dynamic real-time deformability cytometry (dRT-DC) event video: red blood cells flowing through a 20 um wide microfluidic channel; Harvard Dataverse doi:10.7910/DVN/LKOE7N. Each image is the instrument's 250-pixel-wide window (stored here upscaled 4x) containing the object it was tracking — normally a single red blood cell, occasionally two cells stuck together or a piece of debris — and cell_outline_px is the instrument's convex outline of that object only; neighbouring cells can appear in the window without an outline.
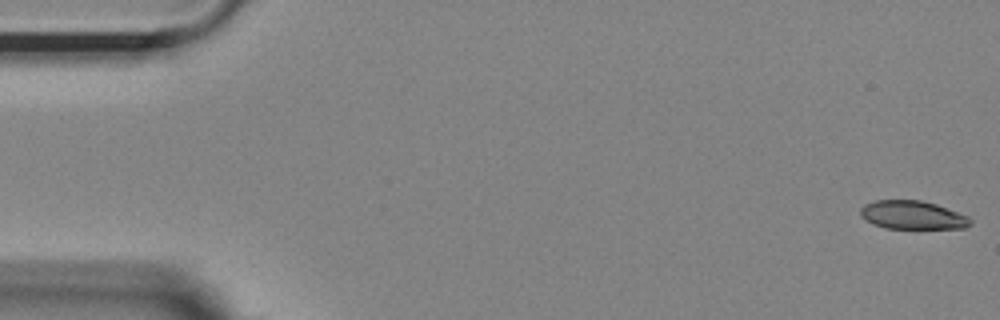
{"species": "Egyptian fruit bat (a non-hibernating species)", "species_latin": "Rousettus aegyptiacus", "temperature_condition": "room temperature", "stored_images_in_passage": 54, "camera_frame_rate_fps": 3000, "um_per_image_px": 0.085, "animal": {"sex": "female"}, "frame": {"image": 1, "passage_image": 1, "time_ms": 0.0, "image_size_px": [1000, 320], "cell_outline_px": [[972, 224], [964, 228], [884, 228], [864, 220], [860, 216], [860, 208], [864, 204], [876, 200], [920, 200], [936, 204], [968, 216], [972, 220]], "centroid_in_image_um": [77.54, 18.28], "position_along_channel_um": 7.5, "area_um2": 18.26}}
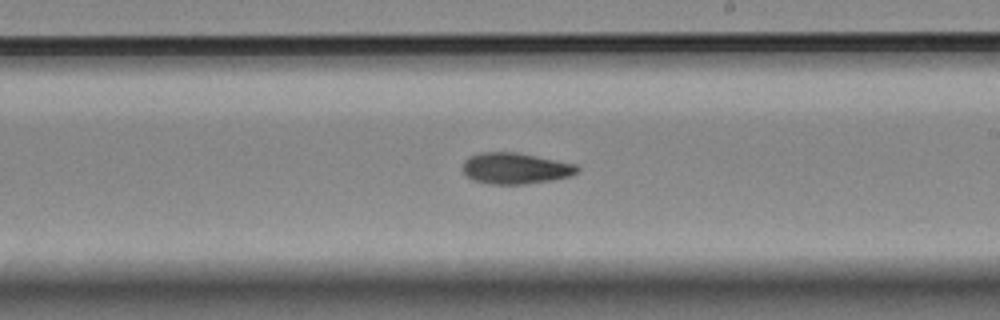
{"frame": {"image": 2, "passage_image": 31, "time_ms": 10.0, "image_size_px": [1000, 320], "cell_outline_px": [[580, 168], [576, 172], [568, 176], [552, 180], [524, 184], [488, 184], [472, 180], [464, 172], [464, 160], [468, 156], [480, 152], [516, 152], [576, 164]], "centroid_in_image_um": [43.78, 14.3], "position_along_channel_um": 245.2, "area_um2": 20.69}}
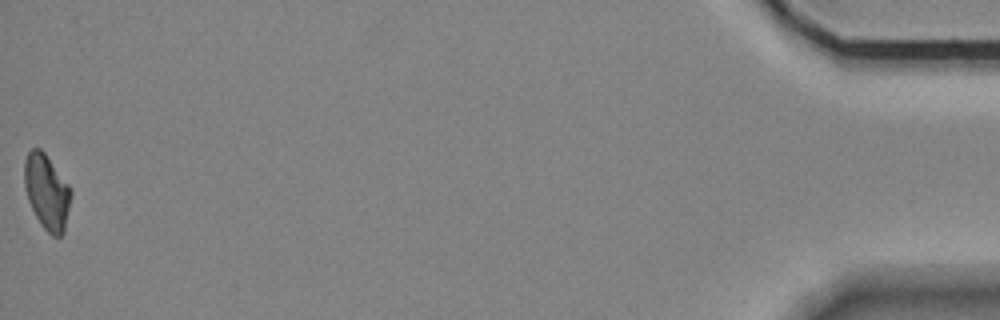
{"frame": {"image": 3, "passage_image": 54, "time_ms": 17.667, "image_size_px": [1000, 320], "cell_outline_px": [[72, 196], [64, 232], [60, 236], [52, 236], [40, 224], [28, 200], [24, 184], [24, 160], [28, 152], [32, 148], [40, 148], [44, 152], [68, 184], [72, 192]], "centroid_in_image_um": [3.98, 16.31], "position_along_channel_um": 431.2, "area_um2": 20.35}, "authors_computed_cell_mechanics": {"area_um2": 20.2878, "velocity_mm_per_s": 3.6907, "shape_relaxation_time_tau1_ms": null, "shape_relaxation_time_tau2_ms": 8.437, "deformation_change_tau1": null, "deformation_change_tau2": 0.144}}